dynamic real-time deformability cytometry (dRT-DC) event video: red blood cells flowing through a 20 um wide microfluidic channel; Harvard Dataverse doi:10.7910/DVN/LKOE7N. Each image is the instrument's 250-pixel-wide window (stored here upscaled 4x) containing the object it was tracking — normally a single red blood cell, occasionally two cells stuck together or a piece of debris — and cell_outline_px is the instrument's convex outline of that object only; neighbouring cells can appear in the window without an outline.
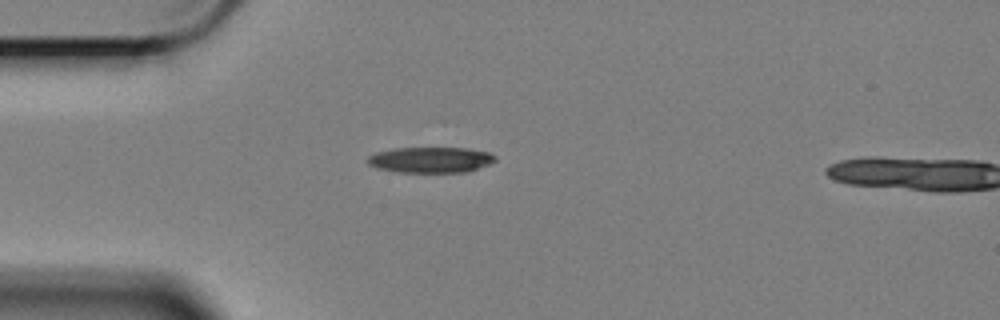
{"species": "Egyptian fruit bat (a non-hibernating species)", "species_latin": "Rousettus aegyptiacus", "temperature_condition": "cold", "stored_images_in_passage": 17, "camera_frame_rate_fps": 3000, "um_per_image_px": 0.085, "animal": {"sex": "female"}, "frame": {"image": 1, "passage_image": 15, "time_ms": 4.667, "image_size_px": [1000, 320], "cell_outline_px": [[496, 160], [488, 164], [468, 172], [396, 172], [376, 168], [368, 164], [368, 156], [376, 152], [396, 148], [468, 148], [488, 152], [496, 156]], "centroid_in_image_um": [36.6, 13.59], "position_along_channel_um": 48.4, "area_um2": 19.13}}